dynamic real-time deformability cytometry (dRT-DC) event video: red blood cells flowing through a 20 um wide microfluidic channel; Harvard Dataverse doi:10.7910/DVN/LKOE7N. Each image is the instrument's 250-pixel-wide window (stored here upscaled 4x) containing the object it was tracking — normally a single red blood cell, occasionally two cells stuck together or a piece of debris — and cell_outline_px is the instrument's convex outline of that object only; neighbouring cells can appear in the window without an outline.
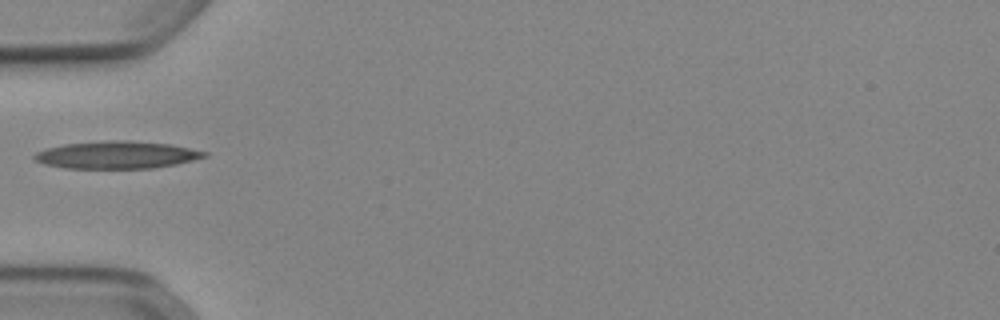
{"species": "Egyptian fruit bat (a non-hibernating species)", "species_latin": "Rousettus aegyptiacus", "temperature_condition": "cold", "stored_images_in_passage": 33, "camera_frame_rate_fps": 3000, "um_per_image_px": 0.085, "animal": {"sex": "female"}, "frame": {"image": 1, "passage_image": 1, "time_ms": 0.0, "image_size_px": [1000, 320], "cell_outline_px": [[208, 156], [176, 164], [152, 168], [64, 168], [44, 164], [36, 160], [32, 156], [36, 152], [48, 148], [64, 144], [112, 140], [128, 140], [168, 144], [208, 152]], "centroid_in_image_um": [9.91, 13.17], "position_along_channel_um": 75.1, "area_um2": 26.93}}
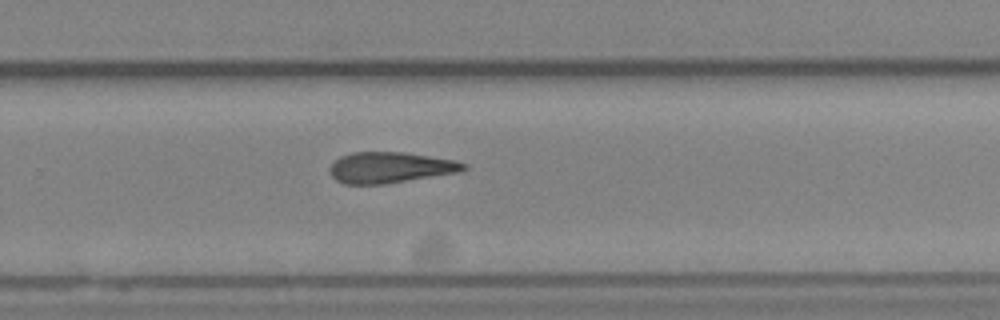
{"frame": {"image": 2, "passage_image": 18, "time_ms": 5.667, "image_size_px": [1000, 320], "cell_outline_px": [[468, 168], [460, 172], [384, 184], [344, 184], [336, 180], [332, 176], [332, 164], [340, 156], [352, 152], [404, 152], [456, 160], [468, 164]], "centroid_in_image_um": [33.22, 14.23], "position_along_channel_um": 296.6, "area_um2": 24.04}}
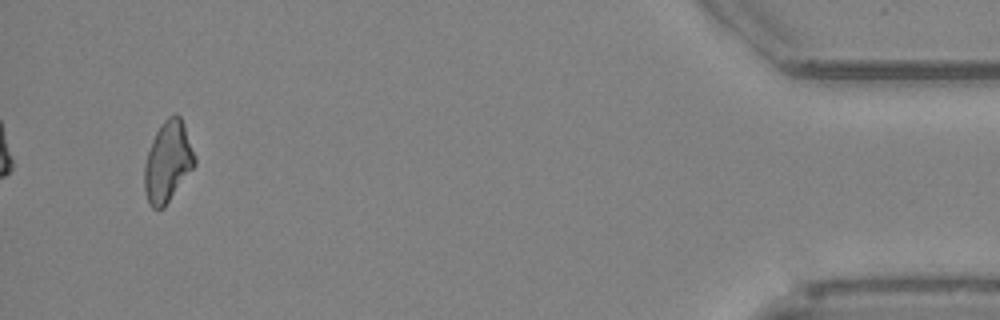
{"frame": {"image": 3, "passage_image": 33, "time_ms": 10.667, "image_size_px": [1000, 320], "cell_outline_px": [[196, 164], [164, 208], [152, 208], [148, 204], [144, 192], [144, 164], [152, 140], [156, 132], [164, 120], [168, 116], [176, 112], [180, 116], [184, 124], [196, 156]], "centroid_in_image_um": [14.26, 13.75], "position_along_channel_um": 420.9, "area_um2": 23.81}}